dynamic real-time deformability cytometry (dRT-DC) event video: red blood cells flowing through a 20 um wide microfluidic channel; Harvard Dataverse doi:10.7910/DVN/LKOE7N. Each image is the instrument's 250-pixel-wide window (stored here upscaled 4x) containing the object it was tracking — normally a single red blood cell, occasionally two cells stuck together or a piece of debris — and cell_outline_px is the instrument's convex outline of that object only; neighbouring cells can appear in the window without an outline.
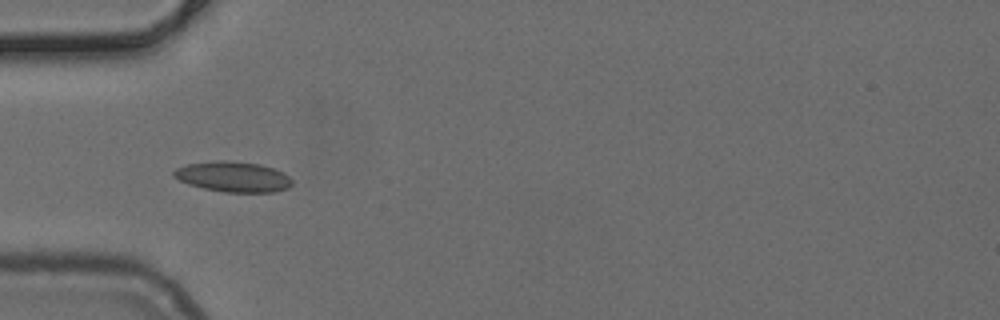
{"species": "common noctule bat (a hibernating species)", "species_latin": "Nyctalus noctula", "temperature_condition": "cold", "stored_images_in_passage": 38, "camera_frame_rate_fps": 3000, "um_per_image_px": 0.085, "animal": {"sex": "female", "body_mass_g": 24.6, "forearm_length_mm": 56.2}, "frame": {"image": 1, "passage_image": 3, "time_ms": 0.667, "image_size_px": [1000, 320], "cell_outline_px": [[292, 184], [288, 188], [272, 192], [224, 192], [204, 188], [188, 184], [172, 176], [172, 172], [176, 168], [188, 164], [216, 160], [224, 160], [260, 164], [284, 172], [292, 180]], "centroid_in_image_um": [19.81, 15.02], "position_along_channel_um": 65.2, "area_um2": 20.92}}
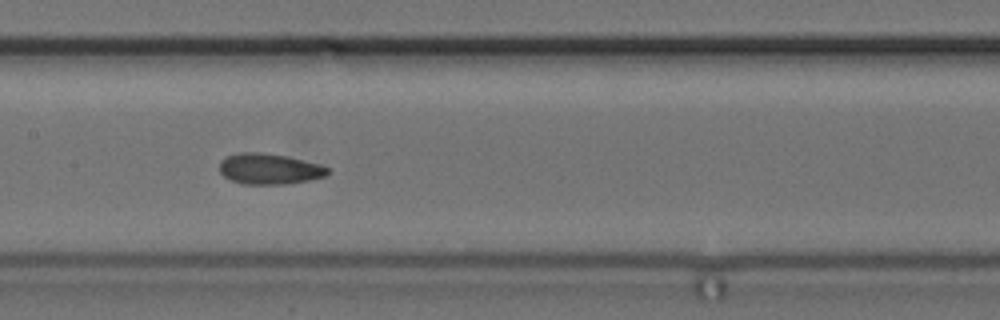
{"frame": {"image": 2, "passage_image": 12, "time_ms": 3.667, "image_size_px": [1000, 320], "cell_outline_px": [[332, 172], [324, 176], [308, 180], [284, 184], [244, 184], [232, 180], [224, 176], [220, 172], [220, 160], [228, 156], [240, 152], [260, 152], [288, 156], [320, 164], [328, 168]], "centroid_in_image_um": [22.9, 14.35], "position_along_channel_um": 184.5, "area_um2": 19.36}}
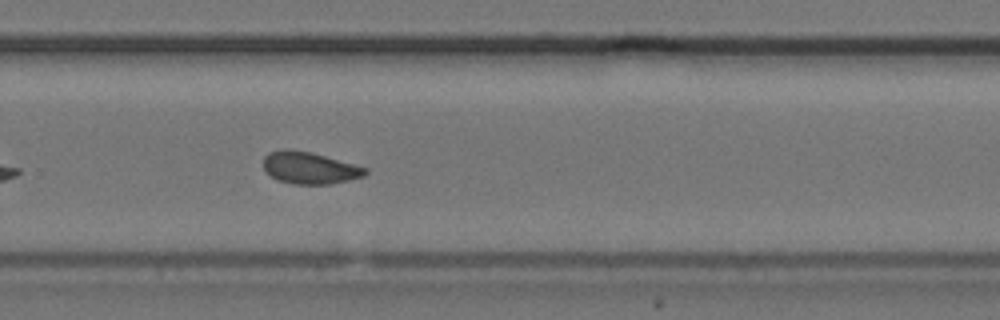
{"frame": {"image": 3, "passage_image": 21, "time_ms": 6.667, "image_size_px": [1000, 320], "cell_outline_px": [[368, 172], [364, 176], [332, 184], [292, 184], [276, 180], [264, 168], [264, 156], [268, 152], [280, 148], [288, 148], [312, 152], [368, 168]], "centroid_in_image_um": [26.3, 14.25], "position_along_channel_um": 303.5, "area_um2": 19.19}}